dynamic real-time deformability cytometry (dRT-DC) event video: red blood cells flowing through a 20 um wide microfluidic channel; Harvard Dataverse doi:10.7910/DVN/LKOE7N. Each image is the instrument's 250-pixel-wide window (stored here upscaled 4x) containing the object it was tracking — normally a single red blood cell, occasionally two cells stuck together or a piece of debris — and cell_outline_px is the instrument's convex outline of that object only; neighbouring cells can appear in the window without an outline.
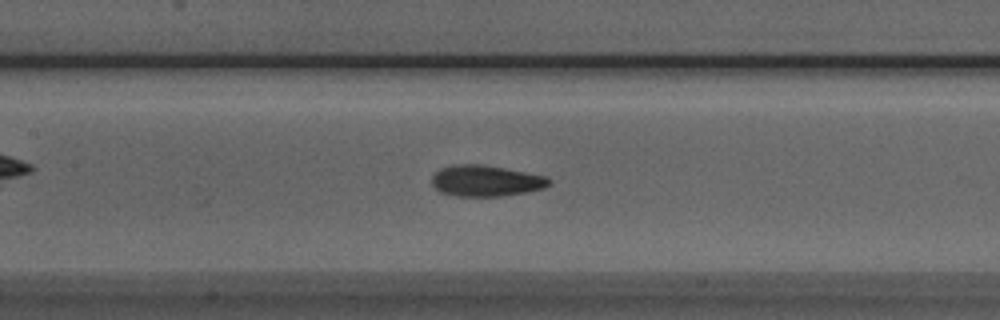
{"species": "Egyptian fruit bat (a non-hibernating species)", "species_latin": "Rousettus aegyptiacus", "temperature_condition": "room temperature", "stored_images_in_passage": 45, "camera_frame_rate_fps": 3000, "um_per_image_px": 0.085, "animal": {"sex": "male"}, "frame": {"image": 1, "passage_image": 17, "time_ms": 5.333, "image_size_px": [1000, 320], "cell_outline_px": [[552, 184], [544, 188], [528, 192], [500, 196], [456, 196], [440, 192], [432, 184], [432, 176], [440, 168], [452, 164], [484, 164], [548, 176], [552, 180]], "centroid_in_image_um": [41.34, 15.36], "position_along_channel_um": 166.1, "area_um2": 21.56}}
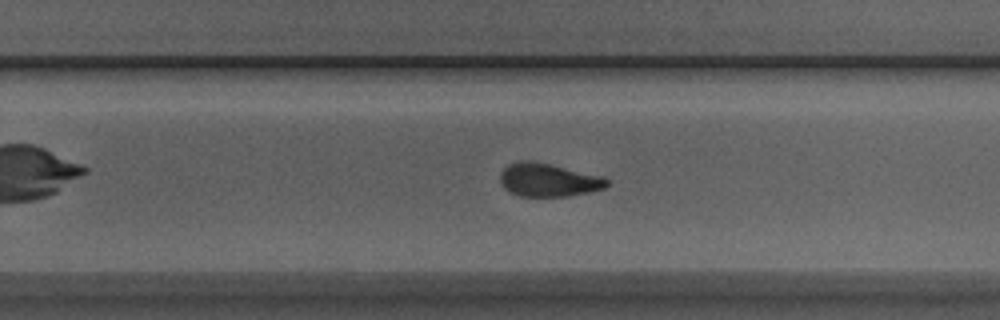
{"frame": {"image": 2, "passage_image": 26, "time_ms": 8.333, "image_size_px": [1000, 320], "cell_outline_px": [[608, 184], [604, 188], [588, 192], [568, 196], [520, 196], [508, 192], [500, 184], [500, 172], [508, 164], [520, 160], [532, 160], [604, 176], [608, 180]], "centroid_in_image_um": [46.57, 15.29], "position_along_channel_um": 283.2, "area_um2": 20.87}}
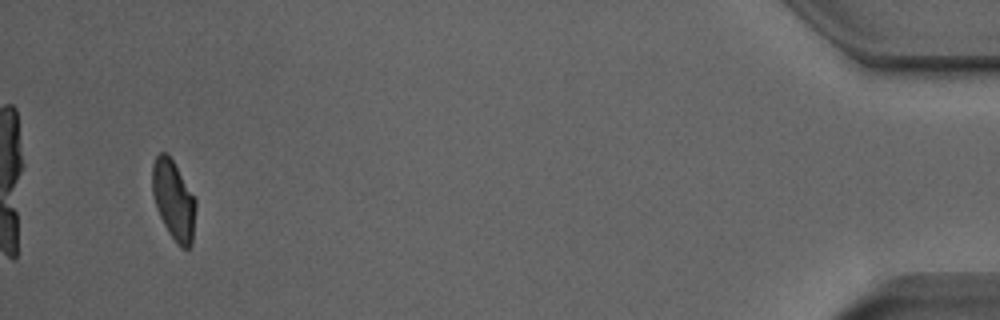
{"frame": {"image": 3, "passage_image": 43, "time_ms": 14.0, "image_size_px": [1000, 320], "cell_outline_px": [[196, 208], [192, 244], [188, 248], [180, 248], [168, 232], [156, 208], [152, 196], [152, 164], [156, 156], [160, 152], [164, 152], [172, 160], [196, 200]], "centroid_in_image_um": [14.75, 17.04], "position_along_channel_um": 420.5, "area_um2": 20.0}, "authors_computed_cell_mechanics": {"area_um2": 21.097, "velocity_mm_per_s": 3.919, "shape_relaxation_time_tau1_ms": 7.8306, "shape_relaxation_time_tau2_ms": 2.0587, "deformation_change_tau1": 0.2035, "deformation_change_tau2": 0.084}}